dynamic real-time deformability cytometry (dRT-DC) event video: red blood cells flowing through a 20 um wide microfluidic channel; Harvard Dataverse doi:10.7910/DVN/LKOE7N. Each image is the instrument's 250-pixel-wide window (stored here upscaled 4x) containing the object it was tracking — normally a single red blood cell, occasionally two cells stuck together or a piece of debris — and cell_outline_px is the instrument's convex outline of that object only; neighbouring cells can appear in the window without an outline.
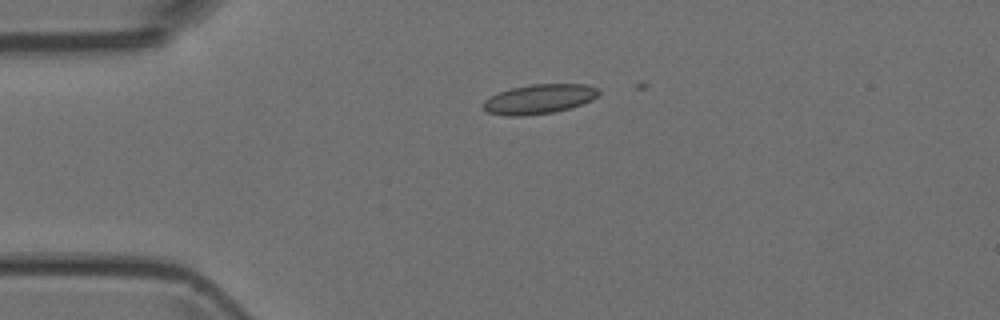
{"species": "Egyptian fruit bat (a non-hibernating species)", "species_latin": "Rousettus aegyptiacus", "temperature_condition": "room temperature", "stored_images_in_passage": 8, "camera_frame_rate_fps": 3000, "um_per_image_px": 0.085, "animal": {"sex": "female"}, "frame": {"image": 1, "passage_image": 1, "time_ms": 0.0, "image_size_px": [1000, 320], "cell_outline_px": [[600, 92], [592, 100], [568, 108], [552, 112], [524, 116], [508, 116], [484, 112], [480, 108], [480, 104], [488, 96], [512, 88], [532, 84], [588, 84], [600, 88]], "centroid_in_image_um": [45.76, 8.42], "position_along_channel_um": 39.2, "area_um2": 20.11}}
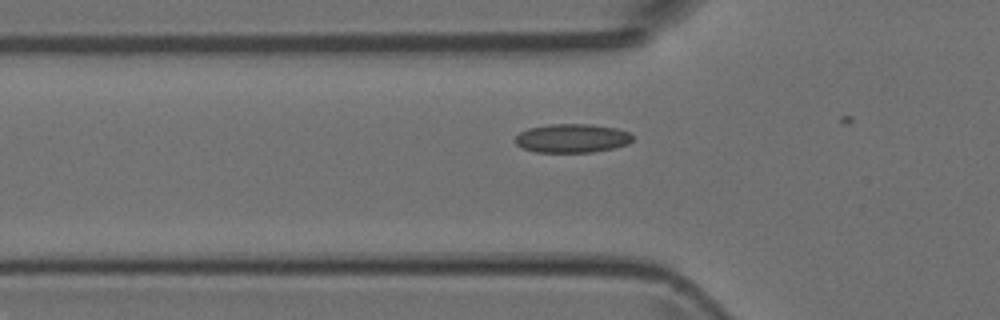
{"frame": {"image": 2, "passage_image": 6, "time_ms": 1.667, "image_size_px": [1000, 320], "cell_outline_px": [[632, 140], [628, 144], [612, 148], [592, 152], [536, 152], [524, 148], [516, 144], [516, 136], [520, 132], [528, 128], [548, 124], [592, 124], [616, 128], [632, 132]], "centroid_in_image_um": [48.65, 11.74], "position_along_channel_um": 77.2, "area_um2": 19.71}}